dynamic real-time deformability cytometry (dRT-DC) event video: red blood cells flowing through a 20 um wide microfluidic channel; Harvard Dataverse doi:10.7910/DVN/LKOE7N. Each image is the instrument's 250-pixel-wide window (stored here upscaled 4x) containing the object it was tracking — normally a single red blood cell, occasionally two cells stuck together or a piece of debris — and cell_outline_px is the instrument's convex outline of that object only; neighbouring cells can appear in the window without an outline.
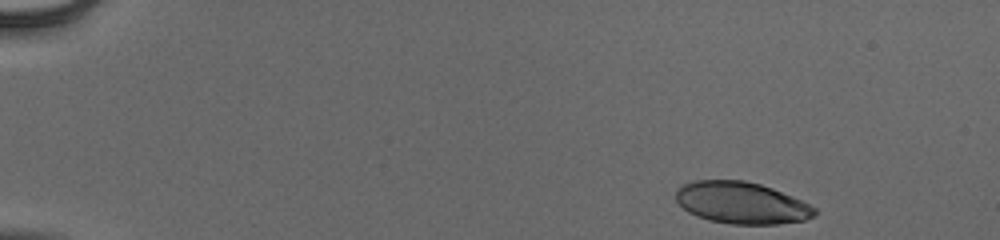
{"species": "human", "species_latin": "Homo sapiens", "temperature_condition": "cold", "stored_images_in_passage": 48, "camera_frame_rate_fps": 3000, "um_per_image_px": 0.085, "donor": {"sex": "male"}, "frame": {"image": 1, "passage_image": 1, "time_ms": 0.0, "image_size_px": [1000, 240], "cell_outline_px": [[816, 216], [804, 220], [776, 224], [732, 224], [708, 220], [696, 216], [688, 212], [676, 200], [676, 188], [684, 184], [696, 180], [744, 180], [760, 184], [772, 188], [792, 196], [816, 208]], "centroid_in_image_um": [63.02, 17.24], "position_along_channel_um": 22.0, "area_um2": 33.76}}
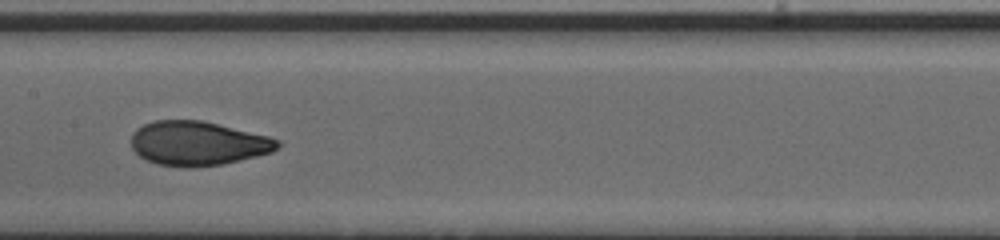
{"frame": {"image": 2, "passage_image": 24, "time_ms": 7.667, "image_size_px": [1000, 240], "cell_outline_px": [[280, 148], [272, 152], [256, 156], [220, 164], [156, 164], [140, 156], [132, 148], [132, 132], [136, 128], [144, 124], [156, 120], [204, 120], [268, 136], [280, 140]], "centroid_in_image_um": [16.84, 12.13], "position_along_channel_um": 190.6, "area_um2": 36.82}}
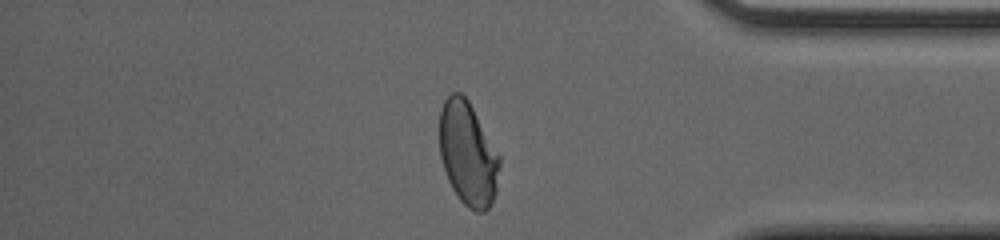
{"frame": {"image": 3, "passage_image": 41, "time_ms": 13.333, "image_size_px": [1000, 240], "cell_outline_px": [[500, 164], [496, 192], [492, 204], [484, 212], [476, 212], [468, 208], [460, 200], [452, 188], [448, 180], [440, 156], [440, 108], [444, 100], [452, 92], [460, 92], [468, 100], [500, 156]], "centroid_in_image_um": [39.77, 13.09], "position_along_channel_um": 395.4, "area_um2": 36.3}, "authors_computed_cell_mechanics": {"area_um2": 36.7897, "velocity_mm_per_s": 3.9142, "shape_relaxation_time_tau1_ms": 4.6291, "shape_relaxation_time_tau2_ms": null, "deformation_change_tau1": 0.1884, "deformation_change_tau2": null}}